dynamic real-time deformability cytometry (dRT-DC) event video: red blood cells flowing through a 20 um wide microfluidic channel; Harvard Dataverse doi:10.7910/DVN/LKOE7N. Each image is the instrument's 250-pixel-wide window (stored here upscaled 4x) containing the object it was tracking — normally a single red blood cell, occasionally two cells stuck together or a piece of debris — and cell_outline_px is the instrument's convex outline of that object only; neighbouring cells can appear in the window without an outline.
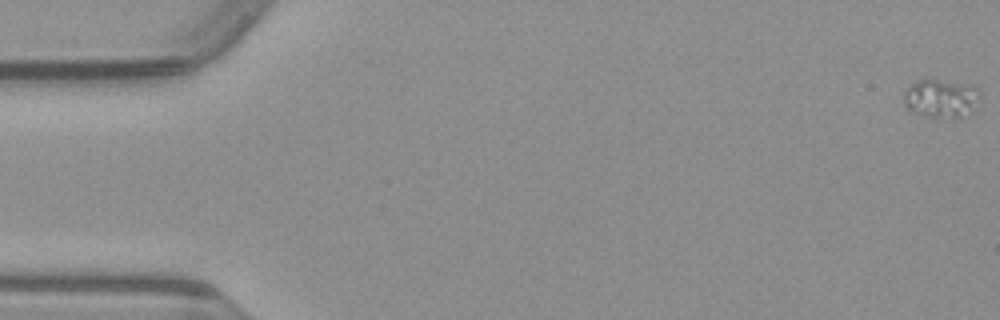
{"species": "common noctule bat (a hibernating species)", "species_latin": "Nyctalus noctula", "temperature_condition": "warm", "stored_images_in_passage": 16, "segment_of_instrument_passage": [1, 2], "camera_frame_rate_fps": 3000, "um_per_image_px": 0.085, "animal": {"sex": "male", "body_mass_g": 23.1, "forearm_length_mm": 52.7}, "frame": {"image": 1, "passage_image": 1, "time_ms": 0.0, "image_size_px": [1000, 320], "cell_outline_px": [[980, 96], [972, 112], [960, 116], [924, 116], [912, 112], [904, 104], [904, 92], [912, 84], [928, 76], [976, 84], [980, 88]], "centroid_in_image_um": [80.03, 8.27], "position_along_channel_um": 5.0, "area_um2": 17.63}}
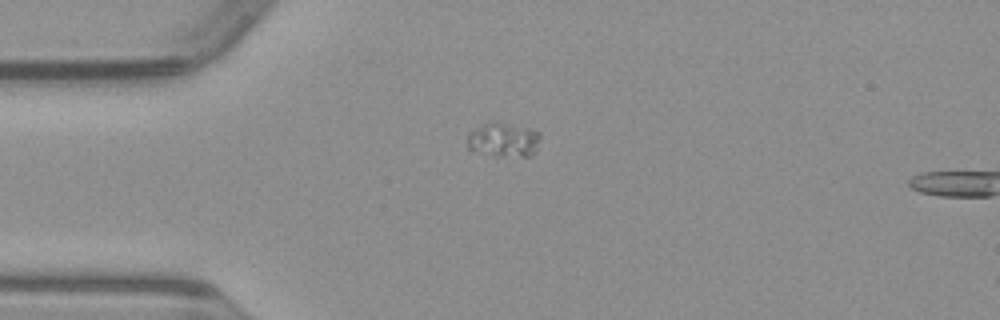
{"frame": {"image": 2, "passage_image": 14, "time_ms": 4.333, "image_size_px": [1000, 320], "cell_outline_px": [[540, 136], [536, 148], [532, 156], [492, 156], [468, 152], [468, 136], [472, 132], [488, 120], [496, 120], [528, 128], [540, 132]], "centroid_in_image_um": [42.76, 11.89], "position_along_channel_um": 42.2, "area_um2": 14.97}}